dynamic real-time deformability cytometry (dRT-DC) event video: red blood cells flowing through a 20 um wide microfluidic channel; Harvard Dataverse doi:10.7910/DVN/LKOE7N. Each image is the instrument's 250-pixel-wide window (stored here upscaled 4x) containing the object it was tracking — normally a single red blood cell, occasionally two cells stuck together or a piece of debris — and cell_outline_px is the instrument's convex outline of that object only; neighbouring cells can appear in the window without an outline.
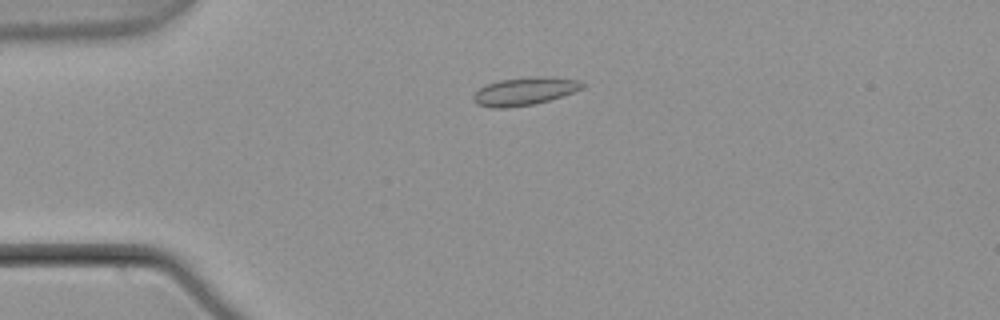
{"species": "common noctule bat (a hibernating species)", "species_latin": "Nyctalus noctula", "temperature_condition": "warm", "stored_images_in_passage": 5, "camera_frame_rate_fps": 3000, "um_per_image_px": 0.085, "animal": {"sex": "male", "body_mass_g": 21.5, "forearm_length_mm": 52.0}, "frame": {"image": 1, "passage_image": 4, "time_ms": 1.0, "image_size_px": [1000, 320], "cell_outline_px": [[588, 84], [584, 88], [536, 104], [504, 108], [492, 108], [476, 104], [472, 100], [472, 96], [480, 88], [488, 84], [500, 80], [532, 76], [540, 76], [580, 80]], "centroid_in_image_um": [44.6, 7.76], "position_along_channel_um": 40.4, "area_um2": 17.74}}